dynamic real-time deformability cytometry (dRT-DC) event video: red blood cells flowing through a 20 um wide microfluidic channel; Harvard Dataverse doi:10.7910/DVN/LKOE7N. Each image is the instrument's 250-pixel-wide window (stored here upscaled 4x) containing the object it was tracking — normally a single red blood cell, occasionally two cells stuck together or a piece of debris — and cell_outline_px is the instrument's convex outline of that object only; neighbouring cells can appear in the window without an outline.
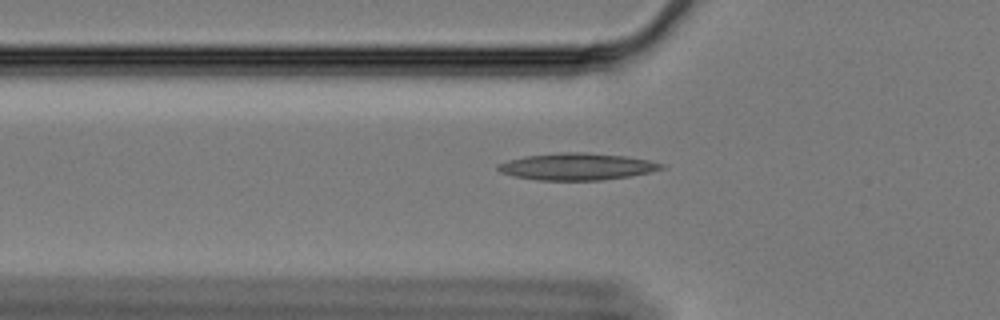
{"species": "Egyptian fruit bat (a non-hibernating species)", "species_latin": "Rousettus aegyptiacus", "temperature_condition": "cold", "stored_images_in_passage": 58, "camera_frame_rate_fps": 3000, "um_per_image_px": 0.085, "animal": {"sex": "female"}, "frame": {"image": 1, "passage_image": 19, "time_ms": 6.0, "image_size_px": [1000, 320], "cell_outline_px": [[664, 168], [648, 172], [628, 176], [600, 180], [536, 180], [512, 176], [500, 172], [496, 168], [496, 164], [508, 160], [524, 156], [560, 152], [584, 152], [624, 156], [648, 160], [664, 164]], "centroid_in_image_um": [48.96, 14.15], "position_along_channel_um": 76.8, "area_um2": 25.55}}
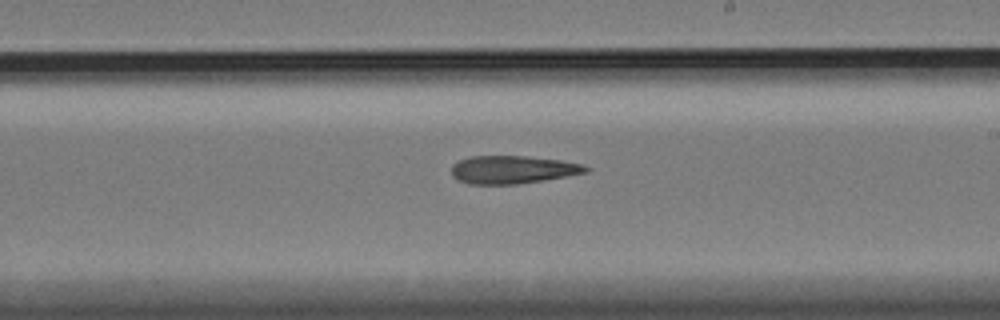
{"frame": {"image": 2, "passage_image": 34, "time_ms": 11.0, "image_size_px": [1000, 320], "cell_outline_px": [[592, 168], [588, 172], [516, 184], [468, 184], [452, 176], [452, 164], [468, 156], [528, 156], [560, 160], [580, 164]], "centroid_in_image_um": [43.55, 14.41], "position_along_channel_um": 245.5, "area_um2": 21.68}}
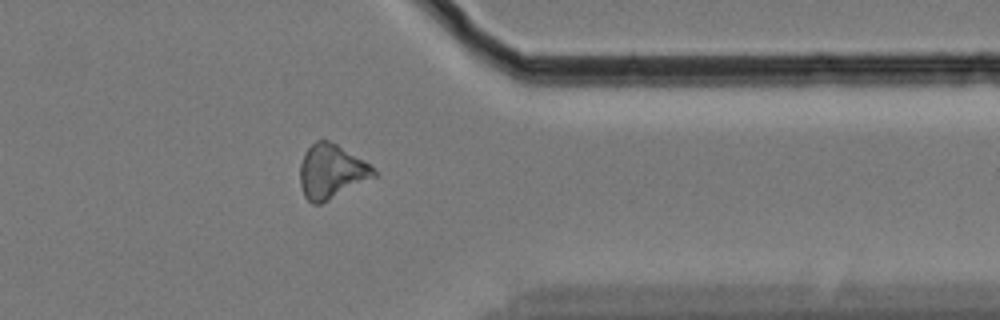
{"frame": {"image": 3, "passage_image": 47, "time_ms": 15.333, "image_size_px": [1000, 320], "cell_outline_px": [[376, 176], [320, 204], [312, 204], [304, 196], [300, 184], [300, 164], [304, 152], [316, 140], [328, 140], [336, 144], [368, 164], [376, 172]], "centroid_in_image_um": [28.11, 14.59], "position_along_channel_um": 383.3, "area_um2": 22.83}}